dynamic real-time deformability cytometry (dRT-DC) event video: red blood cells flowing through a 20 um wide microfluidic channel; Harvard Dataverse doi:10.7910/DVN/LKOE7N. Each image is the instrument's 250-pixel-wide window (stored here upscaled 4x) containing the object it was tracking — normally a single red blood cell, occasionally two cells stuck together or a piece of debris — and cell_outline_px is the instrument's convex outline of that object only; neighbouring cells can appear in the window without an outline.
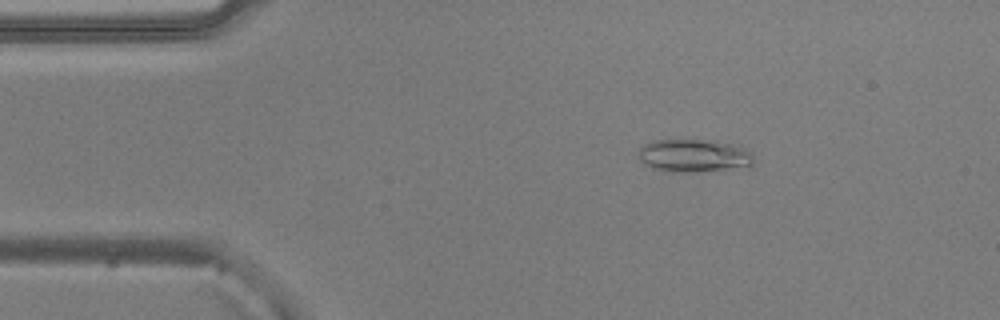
{"species": "common noctule bat (a hibernating species)", "species_latin": "Nyctalus noctula", "temperature_condition": "warm", "stored_images_in_passage": 51, "camera_frame_rate_fps": 3000, "um_per_image_px": 0.085, "animal": {"sex": "male", "body_mass_g": 20.5, "forearm_length_mm": 52.5}, "frame": {"image": 1, "passage_image": 8, "time_ms": 2.333, "image_size_px": [1000, 320], "cell_outline_px": [[752, 168], [696, 172], [672, 172], [652, 168], [644, 164], [636, 156], [640, 148], [644, 144], [652, 140], [716, 140], [740, 144], [752, 152]], "centroid_in_image_um": [59.05, 13.23], "position_along_channel_um": 25.9, "area_um2": 23.0}}
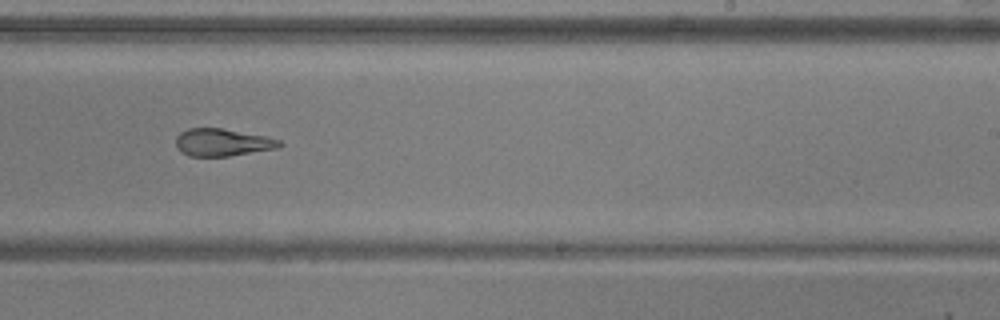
{"frame": {"image": 2, "passage_image": 31, "time_ms": 10.0, "image_size_px": [1000, 320], "cell_outline_px": [[284, 144], [276, 148], [228, 156], [188, 156], [180, 152], [176, 144], [176, 136], [180, 132], [188, 128], [220, 128], [264, 136], [280, 140]], "centroid_in_image_um": [18.86, 12.1], "position_along_channel_um": 270.1, "area_um2": 16.42}}
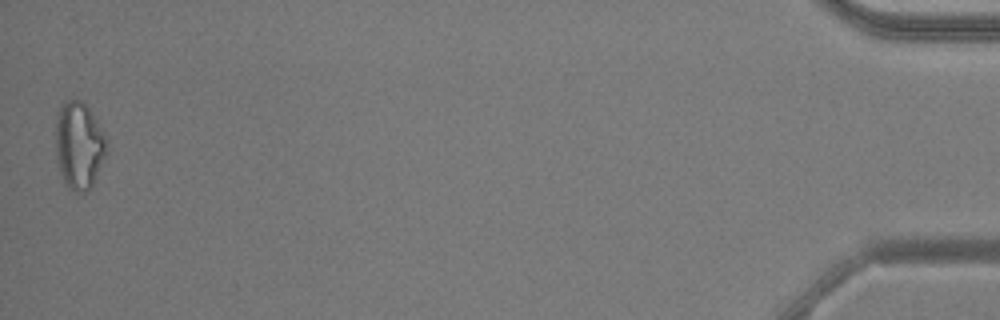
{"frame": {"image": 3, "passage_image": 51, "time_ms": 16.667, "image_size_px": [1000, 320], "cell_outline_px": [[108, 152], [88, 192], [76, 192], [68, 188], [64, 184], [56, 160], [56, 116], [60, 104], [64, 100], [80, 100], [88, 108], [108, 136]], "centroid_in_image_um": [6.73, 12.36], "position_along_channel_um": 428.5, "area_um2": 26.47}, "authors_computed_cell_mechanics": {"area_um2": 19.1896, "velocity_mm_per_s": 3.8743, "shape_relaxation_time_tau1_ms": 10.6018, "shape_relaxation_time_tau2_ms": 2.1298, "deformation_change_tau1": 0.242, "deformation_change_tau2": 0.0944}}